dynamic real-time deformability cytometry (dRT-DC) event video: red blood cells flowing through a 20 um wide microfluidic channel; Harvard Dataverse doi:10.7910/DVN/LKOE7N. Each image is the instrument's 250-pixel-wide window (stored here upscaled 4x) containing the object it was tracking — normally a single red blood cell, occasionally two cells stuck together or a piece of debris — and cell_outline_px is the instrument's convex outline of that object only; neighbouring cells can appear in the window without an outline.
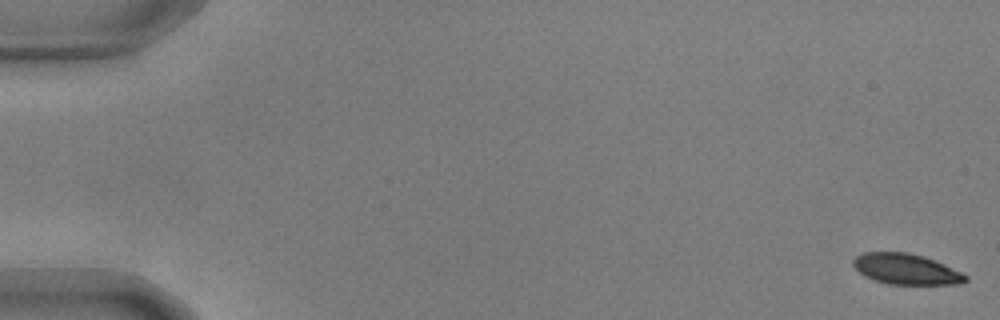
{"species": "common noctule bat (a hibernating species)", "species_latin": "Nyctalus noctula", "temperature_condition": "warm", "stored_images_in_passage": 18, "camera_frame_rate_fps": 3000, "um_per_image_px": 0.085, "animal": {"sex": "male", "body_mass_g": 17.9, "forearm_length_mm": 54.2}, "frame": {"image": 1, "passage_image": 1, "time_ms": 0.0, "image_size_px": [1000, 320], "cell_outline_px": [[968, 280], [960, 284], [888, 284], [864, 276], [852, 264], [852, 260], [856, 256], [864, 252], [908, 252], [924, 256], [944, 264], [968, 276]], "centroid_in_image_um": [77.01, 22.87], "position_along_channel_um": 8.0, "area_um2": 20.0}}
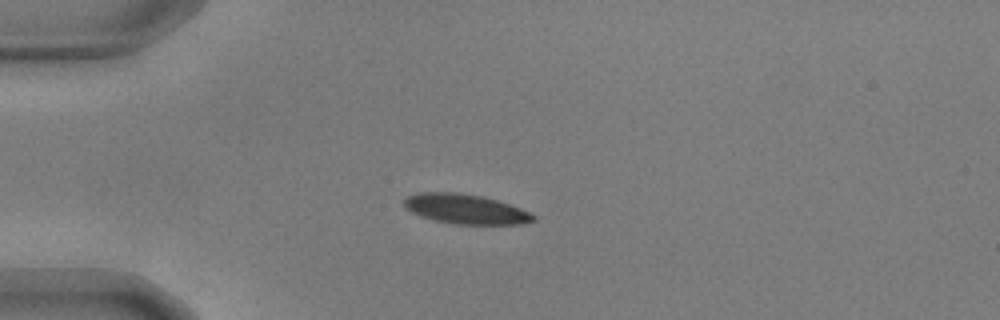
{"frame": {"image": 2, "passage_image": 15, "time_ms": 4.667, "image_size_px": [1000, 320], "cell_outline_px": [[536, 220], [520, 224], [456, 224], [436, 220], [412, 212], [404, 204], [404, 196], [420, 192], [456, 192], [480, 196], [496, 200], [520, 208], [536, 216]], "centroid_in_image_um": [39.57, 17.76], "position_along_channel_um": 45.4, "area_um2": 22.02}}